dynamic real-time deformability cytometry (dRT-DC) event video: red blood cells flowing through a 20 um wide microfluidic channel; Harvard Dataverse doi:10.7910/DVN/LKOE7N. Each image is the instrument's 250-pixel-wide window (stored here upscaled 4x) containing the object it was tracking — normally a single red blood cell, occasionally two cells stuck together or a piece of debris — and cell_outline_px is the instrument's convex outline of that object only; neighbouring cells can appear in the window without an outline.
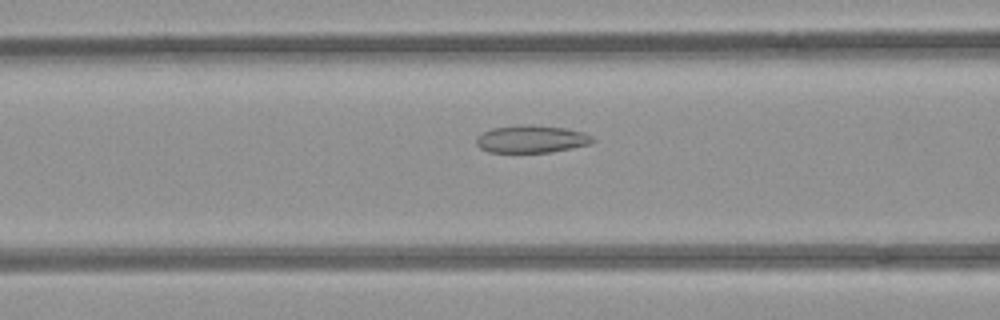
{"species": "common noctule bat (a hibernating species)", "species_latin": "Nyctalus noctula", "temperature_condition": "room temperature", "stored_images_in_passage": 54, "camera_frame_rate_fps": 3000, "um_per_image_px": 0.085, "animal": {"sex": "female", "body_mass_g": 21.9}, "frame": {"image": 1, "passage_image": 22, "time_ms": 7.0, "image_size_px": [1000, 320], "cell_outline_px": [[596, 140], [592, 144], [552, 152], [488, 152], [480, 148], [476, 144], [476, 136], [492, 128], [524, 124], [528, 124], [564, 128], [584, 132], [592, 136]], "centroid_in_image_um": [45.19, 11.82], "position_along_channel_um": 121.4, "area_um2": 18.79}}
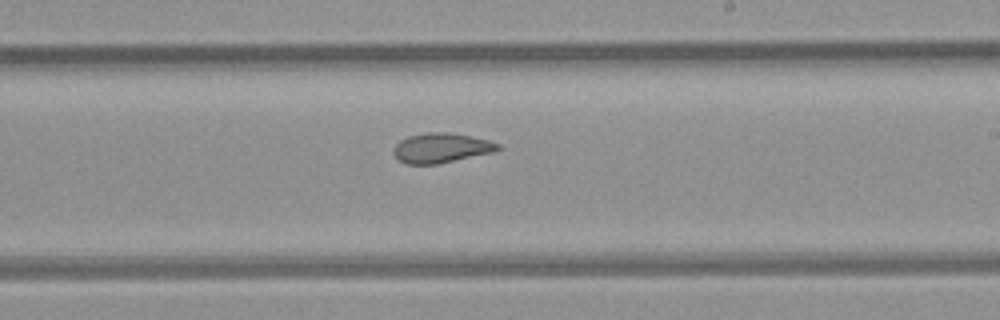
{"frame": {"image": 2, "passage_image": 32, "time_ms": 10.333, "image_size_px": [1000, 320], "cell_outline_px": [[500, 148], [496, 152], [436, 164], [404, 164], [396, 160], [392, 152], [396, 144], [400, 140], [408, 136], [428, 132], [448, 132], [488, 140], [500, 144]], "centroid_in_image_um": [37.47, 12.59], "position_along_channel_um": 251.5, "area_um2": 18.21}}
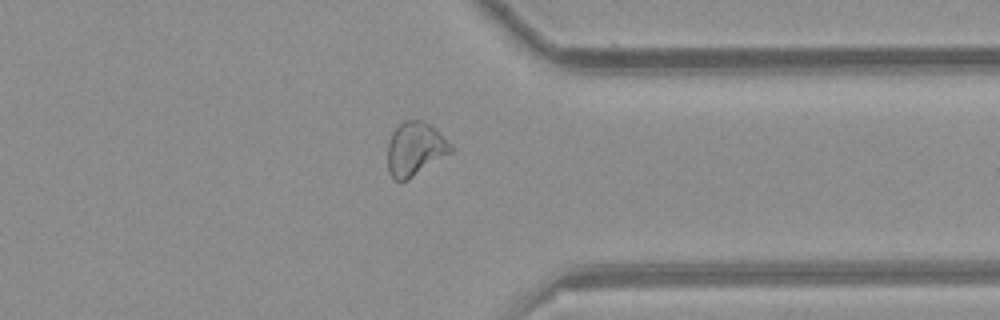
{"frame": {"image": 3, "passage_image": 42, "time_ms": 13.667, "image_size_px": [1000, 320], "cell_outline_px": [[452, 152], [408, 180], [396, 180], [388, 172], [388, 140], [392, 132], [404, 120], [424, 120], [436, 128], [452, 144]], "centroid_in_image_um": [35.29, 12.64], "position_along_channel_um": 376.1, "area_um2": 19.88}, "authors_computed_cell_mechanics": {"area_um2": 20.7791, "velocity_mm_per_s": 3.8989, "shape_relaxation_time_tau1_ms": null, "shape_relaxation_time_tau2_ms": 2.0212, "deformation_change_tau1": null, "deformation_change_tau2": 0.0731}}